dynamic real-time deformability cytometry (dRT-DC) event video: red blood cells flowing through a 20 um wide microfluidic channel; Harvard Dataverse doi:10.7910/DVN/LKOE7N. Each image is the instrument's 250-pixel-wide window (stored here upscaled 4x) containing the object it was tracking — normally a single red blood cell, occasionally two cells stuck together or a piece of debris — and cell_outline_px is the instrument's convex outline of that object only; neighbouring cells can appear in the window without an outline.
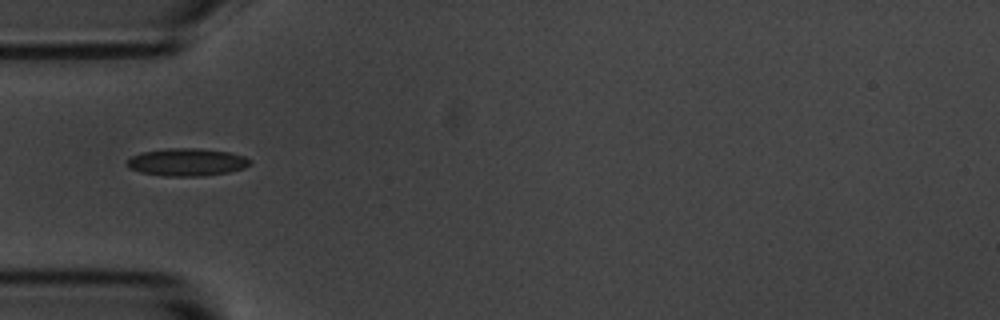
{"species": "common noctule bat (a hibernating species)", "species_latin": "Nyctalus noctula", "temperature_condition": "room temperature", "stored_images_in_passage": 3, "camera_frame_rate_fps": 3000, "um_per_image_px": 0.085, "animal": {"sex": "male", "body_mass_g": 20.1, "forearm_length_mm": 53.5}, "frame": {"image": 1, "passage_image": 1, "time_ms": 0.0, "image_size_px": [1000, 320], "cell_outline_px": [[252, 164], [244, 168], [228, 172], [200, 176], [164, 176], [140, 172], [128, 168], [128, 160], [132, 156], [140, 152], [164, 148], [200, 148], [228, 152], [244, 156], [252, 160]], "centroid_in_image_um": [15.89, 13.77], "position_along_channel_um": 69.1, "area_um2": 19.88}}